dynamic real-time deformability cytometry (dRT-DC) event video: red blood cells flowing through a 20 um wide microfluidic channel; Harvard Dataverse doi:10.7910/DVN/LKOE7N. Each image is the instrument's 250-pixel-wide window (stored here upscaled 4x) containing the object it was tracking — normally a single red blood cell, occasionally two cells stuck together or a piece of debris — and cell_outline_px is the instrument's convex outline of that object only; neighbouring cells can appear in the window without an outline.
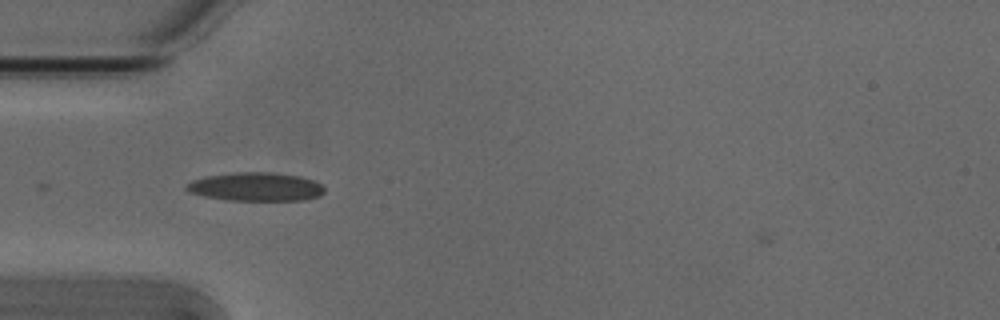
{"species": "Egyptian fruit bat (a non-hibernating species)", "species_latin": "Rousettus aegyptiacus", "temperature_condition": "cold", "stored_images_in_passage": 4, "camera_frame_rate_fps": 3000, "um_per_image_px": 0.085, "animal": {"sex": "male"}, "frame": {"image": 1, "passage_image": 1, "time_ms": 0.0, "image_size_px": [1000, 320], "cell_outline_px": [[324, 192], [320, 196], [304, 200], [228, 200], [204, 196], [188, 192], [184, 188], [192, 180], [208, 176], [236, 172], [268, 172], [300, 176], [324, 184]], "centroid_in_image_um": [21.77, 15.88], "position_along_channel_um": 63.2, "area_um2": 22.95}}